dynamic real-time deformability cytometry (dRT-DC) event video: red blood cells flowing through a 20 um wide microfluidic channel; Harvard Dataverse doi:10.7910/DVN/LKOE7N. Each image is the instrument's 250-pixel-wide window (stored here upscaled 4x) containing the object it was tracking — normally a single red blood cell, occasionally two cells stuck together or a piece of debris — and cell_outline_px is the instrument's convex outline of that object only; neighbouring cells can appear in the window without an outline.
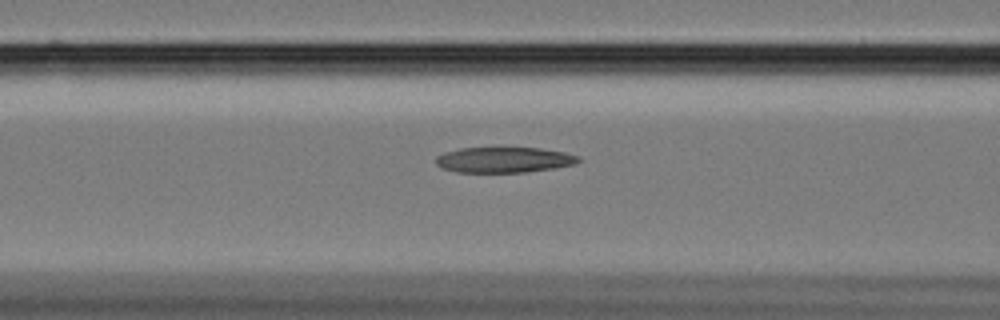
{"species": "Egyptian fruit bat (a non-hibernating species)", "species_latin": "Rousettus aegyptiacus", "temperature_condition": "cold", "stored_images_in_passage": 14, "camera_frame_rate_fps": 3000, "um_per_image_px": 0.085, "animal": {"sex": "female"}, "frame": {"image": 1, "passage_image": 12, "time_ms": 3.667, "image_size_px": [1000, 320], "cell_outline_px": [[580, 160], [576, 164], [556, 168], [528, 172], [456, 172], [440, 168], [436, 164], [436, 156], [444, 152], [460, 148], [540, 148], [564, 152], [576, 156]], "centroid_in_image_um": [42.81, 13.59], "position_along_channel_um": 123.8, "area_um2": 21.27}}